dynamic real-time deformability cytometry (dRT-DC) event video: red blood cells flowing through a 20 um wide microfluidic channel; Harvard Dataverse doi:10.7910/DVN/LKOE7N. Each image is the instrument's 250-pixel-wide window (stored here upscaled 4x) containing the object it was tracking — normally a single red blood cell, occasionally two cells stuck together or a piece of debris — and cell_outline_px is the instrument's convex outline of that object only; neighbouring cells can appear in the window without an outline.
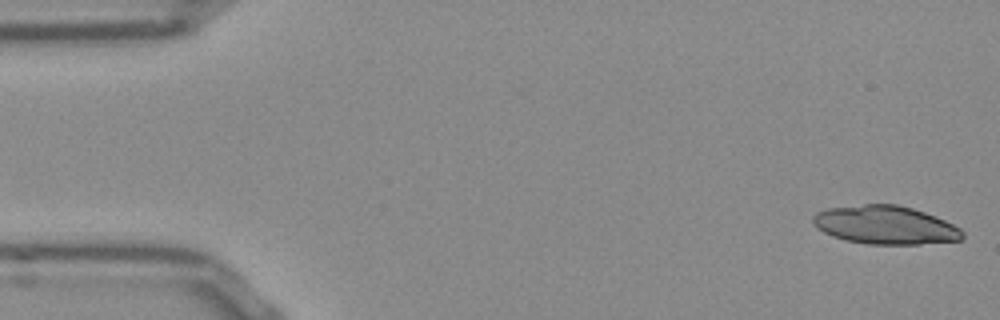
{"species": "Egyptian fruit bat (a non-hibernating species)", "species_latin": "Rousettus aegyptiacus", "temperature_condition": "room temperature", "stored_images_in_passage": 26, "segment_of_instrument_passage": [1, 2], "camera_frame_rate_fps": 3000, "um_per_image_px": 0.085, "frame": {"image": 1, "passage_image": 1, "time_ms": 0.0, "image_size_px": [1000, 320], "cell_outline_px": [[964, 236], [960, 240], [920, 244], [868, 244], [848, 240], [832, 236], [816, 228], [812, 224], [812, 216], [816, 212], [828, 208], [864, 204], [896, 204], [912, 208], [936, 216], [960, 228], [964, 232]], "centroid_in_image_um": [75.23, 19.12], "position_along_channel_um": 9.8, "area_um2": 33.47}}